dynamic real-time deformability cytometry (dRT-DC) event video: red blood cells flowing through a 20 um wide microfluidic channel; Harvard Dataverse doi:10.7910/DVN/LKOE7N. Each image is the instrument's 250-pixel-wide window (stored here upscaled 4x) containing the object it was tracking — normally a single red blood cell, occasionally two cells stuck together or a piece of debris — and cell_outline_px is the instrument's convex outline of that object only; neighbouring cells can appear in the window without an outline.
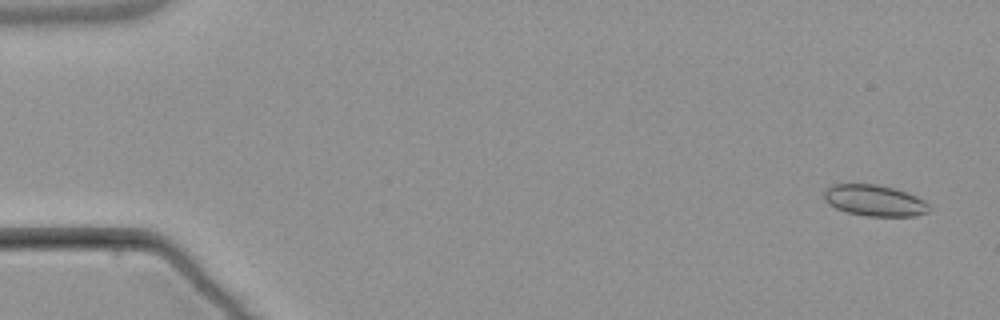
{"species": "common noctule bat (a hibernating species)", "species_latin": "Nyctalus noctula", "temperature_condition": "warm", "stored_images_in_passage": 3, "camera_frame_rate_fps": 3000, "um_per_image_px": 0.085, "animal": {"sex": "male", "body_mass_g": 21.5, "forearm_length_mm": 52.0}, "frame": {"image": 1, "passage_image": 1, "time_ms": 0.0, "image_size_px": [1000, 320], "cell_outline_px": [[932, 208], [928, 212], [912, 216], [868, 216], [848, 212], [836, 208], [828, 204], [824, 200], [824, 192], [832, 184], [876, 184], [892, 188], [916, 196], [924, 200]], "centroid_in_image_um": [74.33, 17.05], "position_along_channel_um": 10.7, "area_um2": 18.96}}